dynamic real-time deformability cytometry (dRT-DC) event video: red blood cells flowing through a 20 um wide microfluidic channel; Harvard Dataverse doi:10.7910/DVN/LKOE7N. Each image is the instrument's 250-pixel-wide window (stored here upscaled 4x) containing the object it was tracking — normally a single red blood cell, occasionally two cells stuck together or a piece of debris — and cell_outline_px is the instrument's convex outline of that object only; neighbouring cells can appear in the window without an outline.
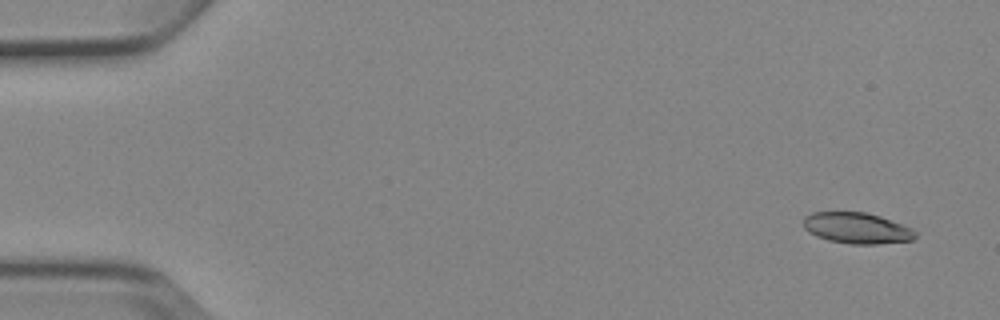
{"species": "Egyptian fruit bat (a non-hibernating species)", "species_latin": "Rousettus aegyptiacus", "temperature_condition": "cold", "stored_images_in_passage": 6, "camera_frame_rate_fps": 3000, "um_per_image_px": 0.085, "animal": {"sex": "female"}, "frame": {"image": 1, "passage_image": 1, "time_ms": 0.0, "image_size_px": [1000, 320], "cell_outline_px": [[916, 236], [912, 240], [880, 244], [852, 244], [828, 240], [816, 236], [808, 232], [804, 228], [804, 216], [812, 212], [864, 212], [880, 216], [912, 228], [916, 232]], "centroid_in_image_um": [72.82, 19.39], "position_along_channel_um": 12.2, "area_um2": 20.23}}
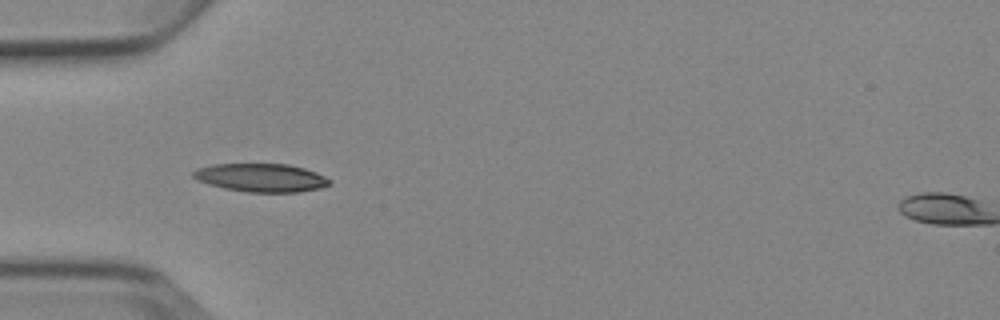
{"frame": {"image": 2, "passage_image": 5, "time_ms": 4.667, "image_size_px": [1000, 320], "cell_outline_px": [[332, 184], [320, 188], [300, 192], [248, 192], [224, 188], [208, 184], [196, 180], [192, 176], [192, 172], [196, 168], [212, 164], [288, 164], [304, 168], [316, 172], [332, 180]], "centroid_in_image_um": [22.19, 15.1], "position_along_channel_um": 62.8, "area_um2": 22.66}}
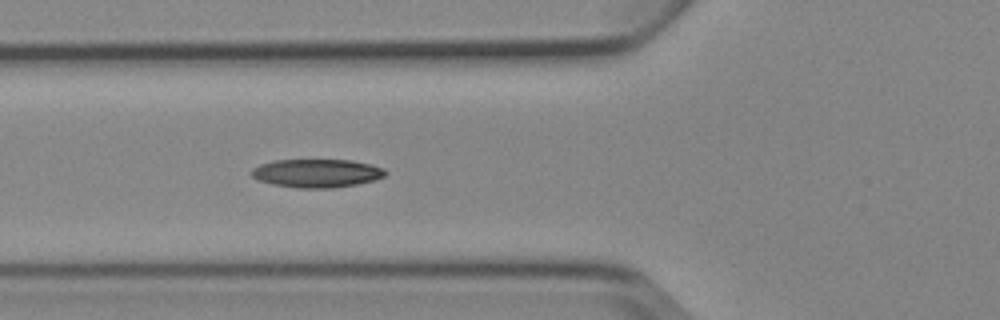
{"frame": {"image": 3, "passage_image": 6, "time_ms": 5.667, "image_size_px": [1000, 320], "cell_outline_px": [[388, 172], [384, 176], [376, 180], [356, 184], [332, 188], [296, 188], [272, 184], [256, 180], [252, 176], [252, 168], [260, 164], [272, 160], [352, 160], [372, 164], [384, 168]], "centroid_in_image_um": [26.93, 14.72], "position_along_channel_um": 98.9, "area_um2": 22.37}}